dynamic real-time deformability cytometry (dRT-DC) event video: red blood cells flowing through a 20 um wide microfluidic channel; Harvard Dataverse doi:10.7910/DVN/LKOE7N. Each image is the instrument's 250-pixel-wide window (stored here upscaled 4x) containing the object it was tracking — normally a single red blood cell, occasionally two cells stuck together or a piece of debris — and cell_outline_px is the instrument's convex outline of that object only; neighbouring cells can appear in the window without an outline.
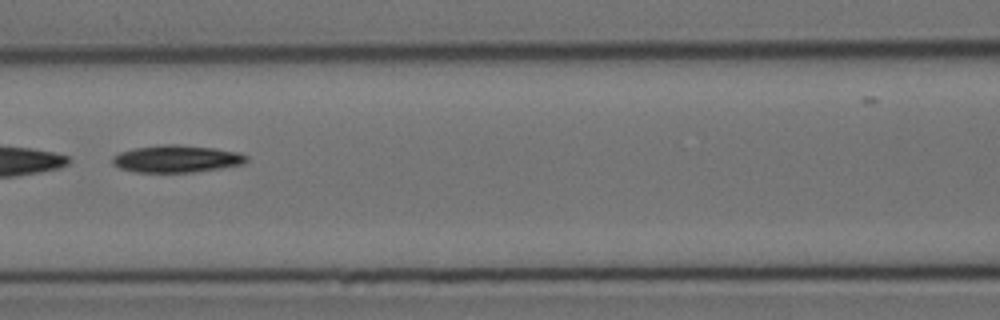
{"species": "Egyptian fruit bat (a non-hibernating species)", "species_latin": "Rousettus aegyptiacus", "temperature_condition": "cold", "stored_images_in_passage": 5, "camera_frame_rate_fps": 3000, "um_per_image_px": 0.085, "animal": {"sex": "female"}, "frame": {"image": 1, "passage_image": 3, "time_ms": 2.667, "image_size_px": [1000, 320], "cell_outline_px": [[248, 160], [244, 164], [220, 168], [192, 172], [132, 172], [120, 168], [112, 164], [112, 156], [120, 152], [136, 148], [168, 144], [176, 144], [216, 148], [236, 152], [248, 156]], "centroid_in_image_um": [15.0, 13.5], "position_along_channel_um": 151.6, "area_um2": 21.21}}
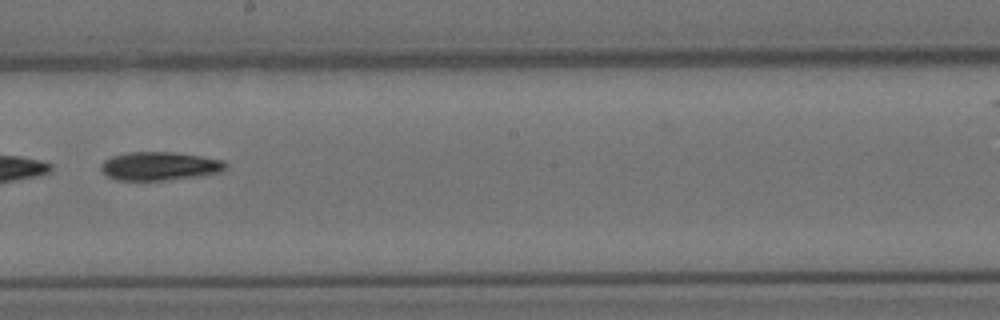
{"frame": {"image": 2, "passage_image": 5, "time_ms": 5.0, "image_size_px": [1000, 320], "cell_outline_px": [[228, 168], [224, 172], [204, 176], [164, 180], [116, 180], [108, 176], [100, 168], [100, 164], [104, 160], [112, 156], [128, 152], [172, 152], [200, 156], [224, 160], [228, 164]], "centroid_in_image_um": [13.64, 14.12], "position_along_channel_um": 234.6, "area_um2": 20.98}}